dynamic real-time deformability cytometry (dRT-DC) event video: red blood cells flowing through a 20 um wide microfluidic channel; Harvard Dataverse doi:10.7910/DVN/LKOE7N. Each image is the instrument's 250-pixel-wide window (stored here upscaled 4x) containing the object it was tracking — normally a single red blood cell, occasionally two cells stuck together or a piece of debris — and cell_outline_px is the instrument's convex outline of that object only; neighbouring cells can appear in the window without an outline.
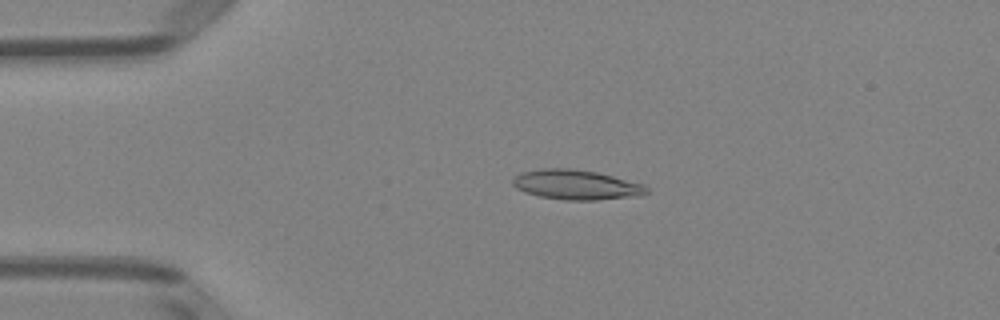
{"species": "Egyptian fruit bat (a non-hibernating species)", "species_latin": "Rousettus aegyptiacus", "temperature_condition": "room temperature", "stored_images_in_passage": 51, "camera_frame_rate_fps": 3000, "um_per_image_px": 0.085, "animal": {"sex": "female"}, "frame": {"image": 1, "passage_image": 11, "time_ms": 3.333, "image_size_px": [1000, 320], "cell_outline_px": [[648, 192], [644, 196], [596, 200], [564, 200], [540, 196], [524, 192], [516, 188], [512, 184], [512, 180], [520, 172], [544, 168], [572, 168], [596, 172], [644, 184], [648, 188]], "centroid_in_image_um": [49.0, 15.71], "position_along_channel_um": 36.0, "area_um2": 23.41}}
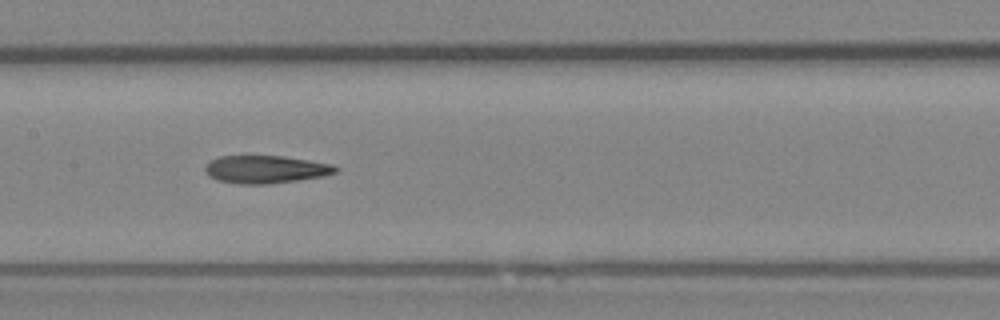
{"frame": {"image": 2, "passage_image": 25, "time_ms": 8.0, "image_size_px": [1000, 320], "cell_outline_px": [[340, 168], [336, 172], [324, 176], [268, 184], [236, 184], [216, 180], [208, 176], [204, 168], [212, 160], [220, 156], [284, 156], [332, 164]], "centroid_in_image_um": [22.58, 14.4], "position_along_channel_um": 184.8, "area_um2": 21.1}}
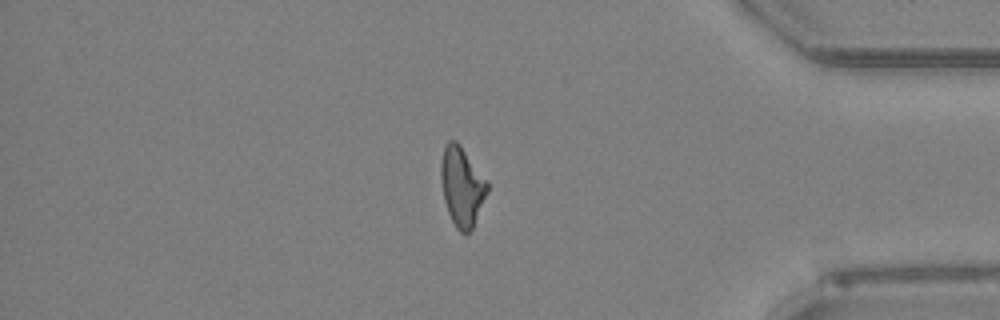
{"frame": {"image": 3, "passage_image": 43, "time_ms": 14.0, "image_size_px": [1000, 320], "cell_outline_px": [[488, 192], [472, 228], [464, 236], [456, 228], [448, 212], [444, 200], [440, 176], [440, 164], [444, 148], [448, 140], [456, 140], [460, 144], [488, 184]], "centroid_in_image_um": [39.24, 15.86], "position_along_channel_um": 396.0, "area_um2": 21.15}, "authors_computed_cell_mechanics": {"area_um2": 21.8484, "velocity_mm_per_s": 3.9963, "shape_relaxation_time_tau1_ms": null, "shape_relaxation_time_tau2_ms": 6.8428, "deformation_change_tau1": null, "deformation_change_tau2": 0.1846}}